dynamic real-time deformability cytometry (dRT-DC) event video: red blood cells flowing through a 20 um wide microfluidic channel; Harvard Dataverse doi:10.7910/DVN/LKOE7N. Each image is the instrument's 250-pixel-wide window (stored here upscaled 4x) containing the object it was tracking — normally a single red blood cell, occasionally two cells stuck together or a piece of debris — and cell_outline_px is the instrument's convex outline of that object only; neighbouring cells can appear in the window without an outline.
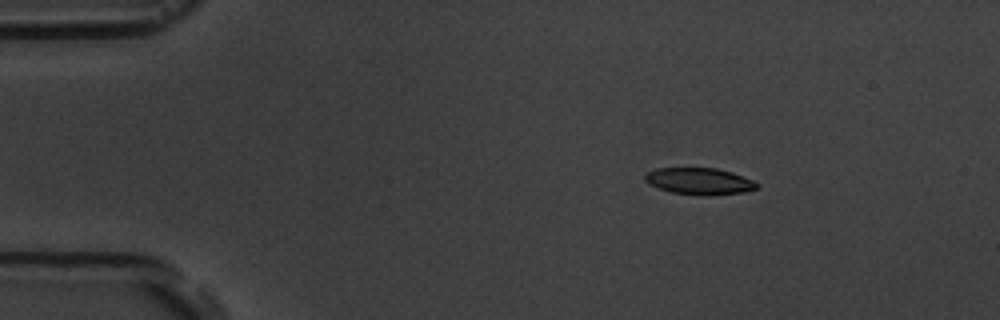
{"species": "common noctule bat (a hibernating species)", "species_latin": "Nyctalus noctula", "temperature_condition": "room temperature", "stored_images_in_passage": 4, "camera_frame_rate_fps": 3000, "um_per_image_px": 0.085, "animal": {"sex": "male", "body_mass_g": 19.5, "forearm_length_mm": 54.6}, "frame": {"image": 1, "passage_image": 2, "time_ms": 2.0, "image_size_px": [1000, 320], "cell_outline_px": [[760, 184], [756, 188], [744, 192], [672, 192], [648, 184], [644, 180], [644, 176], [648, 172], [656, 168], [716, 168], [732, 172], [752, 180]], "centroid_in_image_um": [59.4, 15.33], "position_along_channel_um": 25.6, "area_um2": 16.3}}